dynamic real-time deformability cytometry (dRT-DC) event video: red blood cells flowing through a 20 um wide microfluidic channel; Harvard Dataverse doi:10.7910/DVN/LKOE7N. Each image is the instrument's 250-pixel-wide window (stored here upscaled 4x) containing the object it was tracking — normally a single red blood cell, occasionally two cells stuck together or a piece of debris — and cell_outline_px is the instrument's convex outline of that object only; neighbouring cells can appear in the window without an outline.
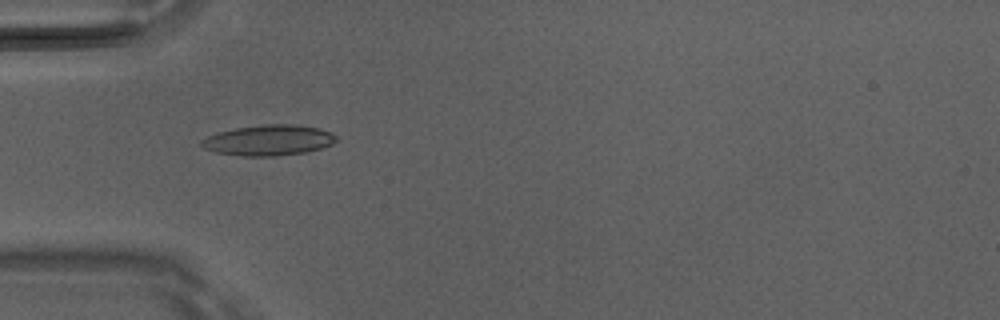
{"species": "Egyptian fruit bat (a non-hibernating species)", "species_latin": "Rousettus aegyptiacus", "temperature_condition": "room temperature", "stored_images_in_passage": 6, "camera_frame_rate_fps": 3000, "um_per_image_px": 0.085, "animal": {"sex": "male"}, "frame": {"image": 1, "passage_image": 4, "time_ms": 1.0, "image_size_px": [1000, 320], "cell_outline_px": [[340, 140], [332, 144], [320, 148], [304, 152], [276, 156], [240, 156], [216, 152], [204, 148], [200, 144], [200, 140], [208, 136], [220, 132], [236, 128], [264, 124], [288, 124], [320, 128], [332, 132], [340, 136]], "centroid_in_image_um": [22.88, 11.92], "position_along_channel_um": 62.1, "area_um2": 24.1}}